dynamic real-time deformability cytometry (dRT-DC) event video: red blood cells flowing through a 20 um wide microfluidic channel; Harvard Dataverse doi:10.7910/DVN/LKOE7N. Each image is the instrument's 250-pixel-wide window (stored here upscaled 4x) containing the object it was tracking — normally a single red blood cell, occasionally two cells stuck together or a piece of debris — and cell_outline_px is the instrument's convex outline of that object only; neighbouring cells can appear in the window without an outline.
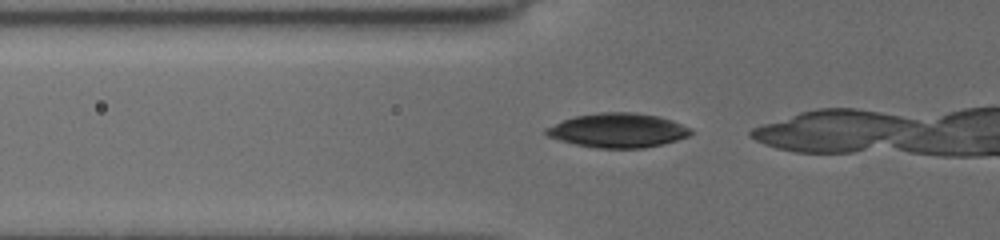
{"species": "common noctule bat (a hibernating species)", "species_latin": "Nyctalus noctula", "temperature_condition": "cold", "stored_images_in_passage": 12, "camera_frame_rate_fps": 3000, "um_per_image_px": 0.085, "animal": {"sex": "female", "body_mass_g": 19.5, "forearm_length_mm": 54.1}, "frame": {"image": 1, "passage_image": 2, "time_ms": 0.333, "image_size_px": [1000, 240], "cell_outline_px": [[692, 132], [688, 136], [676, 140], [644, 148], [596, 148], [576, 144], [560, 140], [548, 136], [544, 132], [544, 128], [564, 120], [576, 116], [600, 112], [636, 112], [656, 116], [672, 120], [692, 128]], "centroid_in_image_um": [52.52, 11.08], "position_along_channel_um": 73.3, "area_um2": 28.73}}
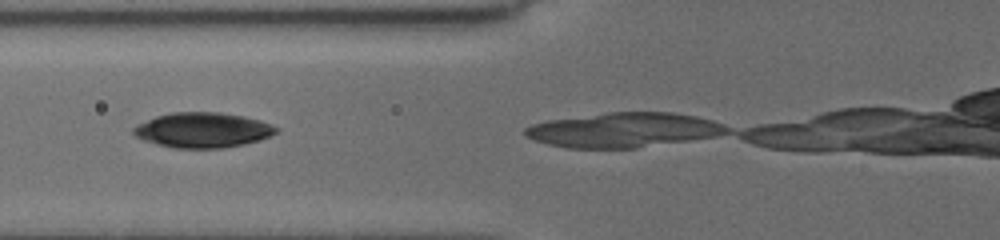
{"frame": {"image": 2, "passage_image": 7, "time_ms": 1.333, "image_size_px": [1000, 240], "cell_outline_px": [[280, 132], [272, 136], [260, 140], [244, 144], [224, 148], [176, 148], [156, 144], [144, 140], [136, 136], [132, 132], [132, 128], [136, 124], [156, 116], [172, 112], [216, 112], [244, 116], [260, 120], [272, 124], [280, 128]], "centroid_in_image_um": [17.27, 11.05], "position_along_channel_um": 108.5, "area_um2": 29.48}}